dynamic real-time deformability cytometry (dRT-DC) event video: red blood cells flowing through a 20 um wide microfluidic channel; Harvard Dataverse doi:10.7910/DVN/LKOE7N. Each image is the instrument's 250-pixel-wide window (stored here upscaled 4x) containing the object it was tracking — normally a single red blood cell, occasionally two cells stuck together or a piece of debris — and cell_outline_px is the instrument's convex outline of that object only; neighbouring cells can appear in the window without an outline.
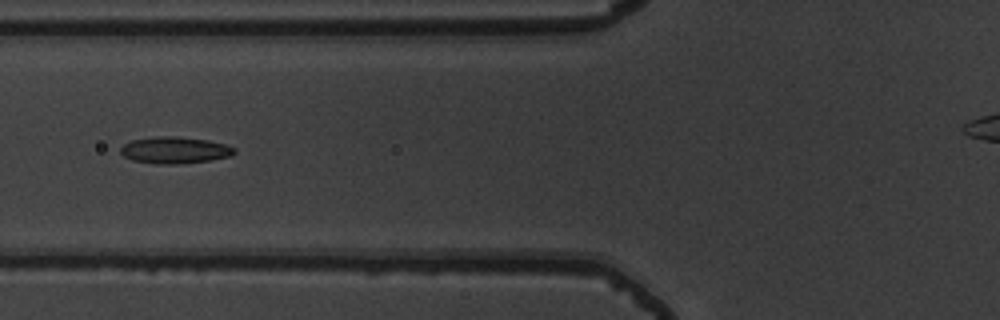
{"species": "common noctule bat (a hibernating species)", "species_latin": "Nyctalus noctula", "temperature_condition": "warm", "stored_images_in_passage": 46, "camera_frame_rate_fps": 3000, "um_per_image_px": 0.085, "animal": {"sex": "male", "body_mass_g": 19.5, "forearm_length_mm": 54.6}, "frame": {"image": 1, "passage_image": 17, "time_ms": 5.333, "image_size_px": [1000, 320], "cell_outline_px": [[236, 152], [232, 156], [208, 160], [172, 164], [156, 164], [132, 160], [124, 156], [120, 152], [120, 148], [124, 144], [132, 140], [156, 136], [176, 136], [208, 140], [228, 144], [236, 148]], "centroid_in_image_um": [14.88, 12.75], "position_along_channel_um": 110.9, "area_um2": 17.74}}
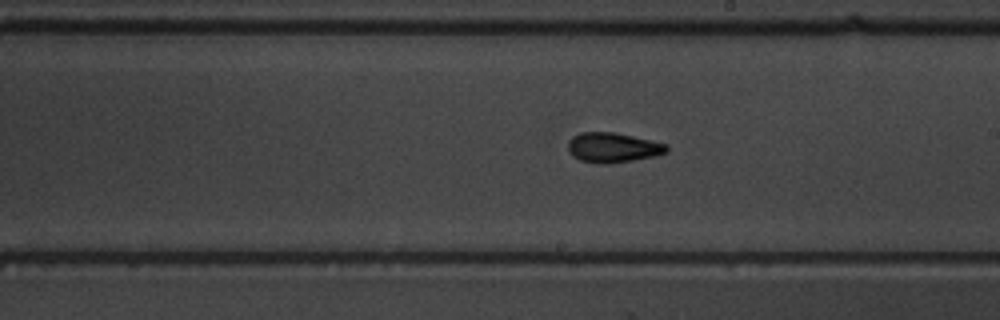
{"frame": {"image": 2, "passage_image": 27, "time_ms": 8.667, "image_size_px": [1000, 320], "cell_outline_px": [[668, 152], [652, 156], [632, 160], [604, 164], [596, 164], [580, 160], [572, 156], [568, 152], [568, 140], [572, 136], [580, 132], [616, 132], [668, 144]], "centroid_in_image_um": [52.05, 12.53], "position_along_channel_um": 236.9, "area_um2": 17.28}}
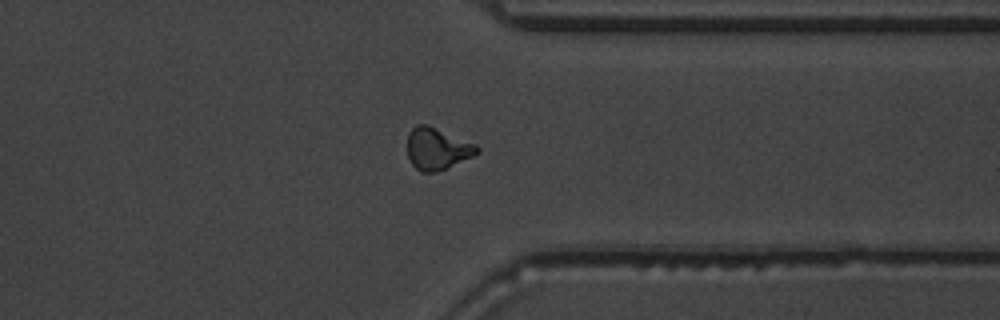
{"frame": {"image": 3, "passage_image": 38, "time_ms": 12.333, "image_size_px": [1000, 320], "cell_outline_px": [[480, 152], [472, 156], [436, 172], [420, 172], [412, 164], [408, 156], [408, 132], [416, 124], [428, 124], [476, 144], [480, 148]], "centroid_in_image_um": [37.15, 12.62], "position_along_channel_um": 374.2, "area_um2": 16.94}}